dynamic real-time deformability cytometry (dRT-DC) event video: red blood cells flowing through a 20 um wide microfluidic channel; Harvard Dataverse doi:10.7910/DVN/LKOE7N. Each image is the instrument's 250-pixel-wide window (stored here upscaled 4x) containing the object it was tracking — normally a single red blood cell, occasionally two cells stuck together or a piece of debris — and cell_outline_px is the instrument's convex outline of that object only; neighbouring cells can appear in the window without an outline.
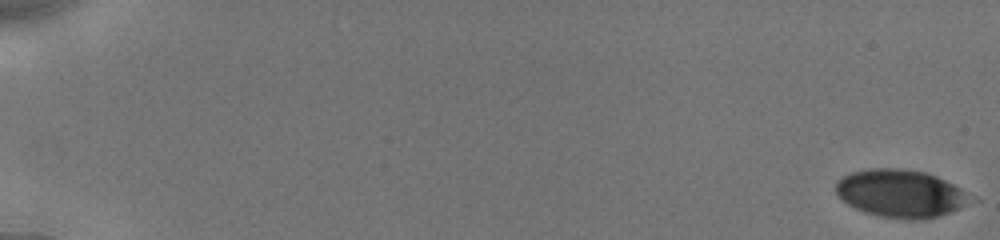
{"species": "human", "species_latin": "Homo sapiens", "temperature_condition": "cold", "stored_images_in_passage": 10, "camera_frame_rate_fps": 3000, "um_per_image_px": 0.085, "donor": {"sex": "male"}, "frame": {"image": 1, "passage_image": 1, "time_ms": 0.0, "image_size_px": [1000, 240], "cell_outline_px": [[980, 200], [960, 208], [924, 220], [904, 220], [880, 216], [864, 212], [848, 204], [836, 192], [836, 180], [852, 172], [872, 168], [904, 168], [924, 172], [936, 176], [976, 196]], "centroid_in_image_um": [76.63, 16.45], "position_along_channel_um": 8.4, "area_um2": 37.8}}
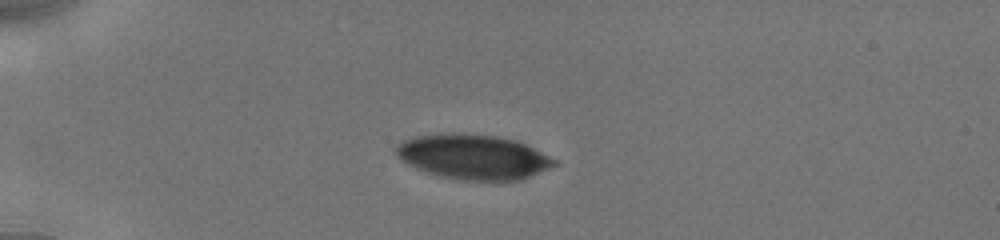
{"frame": {"image": 2, "passage_image": 7, "time_ms": 5.0, "image_size_px": [1000, 240], "cell_outline_px": [[556, 164], [548, 168], [520, 180], [456, 180], [440, 176], [416, 168], [408, 164], [396, 156], [396, 144], [404, 140], [416, 136], [452, 132], [496, 136], [516, 140], [556, 160]], "centroid_in_image_um": [40.17, 13.32], "position_along_channel_um": 44.8, "area_um2": 40.98}}
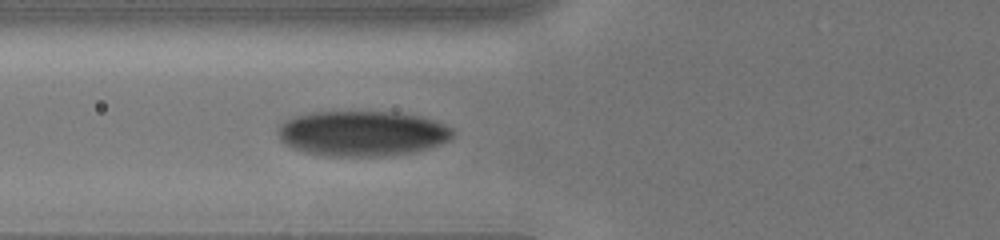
{"frame": {"image": 3, "passage_image": 10, "time_ms": 7.333, "image_size_px": [1000, 240], "cell_outline_px": [[452, 136], [448, 140], [440, 144], [428, 148], [412, 152], [380, 156], [324, 156], [304, 152], [292, 148], [280, 140], [276, 132], [276, 128], [284, 120], [296, 116], [312, 112], [396, 112], [420, 116], [436, 120], [452, 128]], "centroid_in_image_um": [30.74, 11.34], "position_along_channel_um": 95.1, "area_um2": 46.3}}